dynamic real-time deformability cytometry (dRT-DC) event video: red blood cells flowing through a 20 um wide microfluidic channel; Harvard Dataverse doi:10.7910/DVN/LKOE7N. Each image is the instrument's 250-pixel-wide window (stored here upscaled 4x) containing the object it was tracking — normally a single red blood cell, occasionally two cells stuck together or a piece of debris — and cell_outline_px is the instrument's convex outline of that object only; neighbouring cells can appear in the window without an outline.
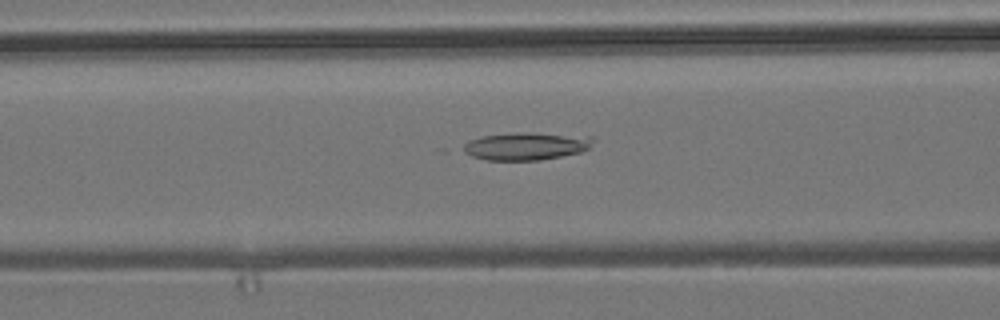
{"species": "common noctule bat (a hibernating species)", "species_latin": "Nyctalus noctula", "temperature_condition": "room temperature", "stored_images_in_passage": 46, "camera_frame_rate_fps": 3000, "um_per_image_px": 0.085, "animal": {"sex": "male", "body_mass_g": 19.2, "forearm_length_mm": 51.8}, "frame": {"image": 1, "passage_image": 14, "time_ms": 4.333, "image_size_px": [1000, 320], "cell_outline_px": [[596, 140], [588, 148], [580, 152], [540, 160], [488, 160], [472, 156], [456, 148], [468, 140], [480, 136], [524, 132], [532, 132], [592, 136]], "centroid_in_image_um": [44.67, 12.41], "position_along_channel_um": 121.9, "area_um2": 21.27}}
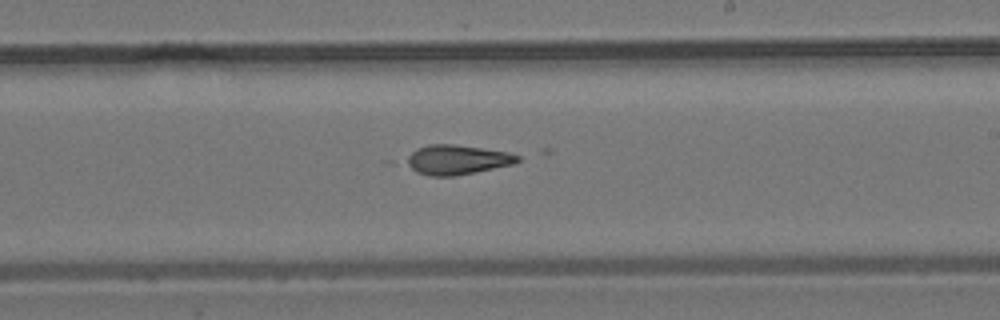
{"frame": {"image": 2, "passage_image": 24, "time_ms": 7.667, "image_size_px": [1000, 320], "cell_outline_px": [[520, 160], [512, 164], [452, 176], [428, 176], [416, 172], [404, 164], [400, 160], [416, 148], [428, 144], [452, 144], [508, 152], [520, 156]], "centroid_in_image_um": [38.71, 13.57], "position_along_channel_um": 250.3, "area_um2": 19.25}}
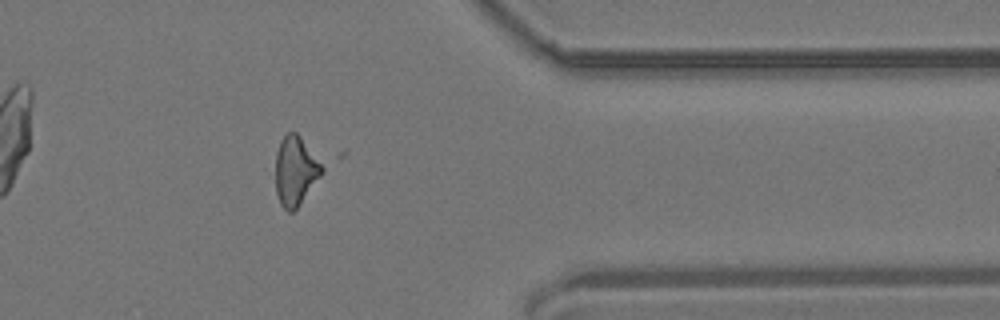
{"frame": {"image": 3, "passage_image": 36, "time_ms": 11.667, "image_size_px": [1000, 320], "cell_outline_px": [[324, 172], [300, 204], [292, 212], [288, 212], [280, 204], [276, 192], [276, 152], [280, 140], [288, 132], [296, 132], [300, 136], [324, 168]], "centroid_in_image_um": [25.1, 14.53], "position_along_channel_um": 386.3, "area_um2": 18.55}}